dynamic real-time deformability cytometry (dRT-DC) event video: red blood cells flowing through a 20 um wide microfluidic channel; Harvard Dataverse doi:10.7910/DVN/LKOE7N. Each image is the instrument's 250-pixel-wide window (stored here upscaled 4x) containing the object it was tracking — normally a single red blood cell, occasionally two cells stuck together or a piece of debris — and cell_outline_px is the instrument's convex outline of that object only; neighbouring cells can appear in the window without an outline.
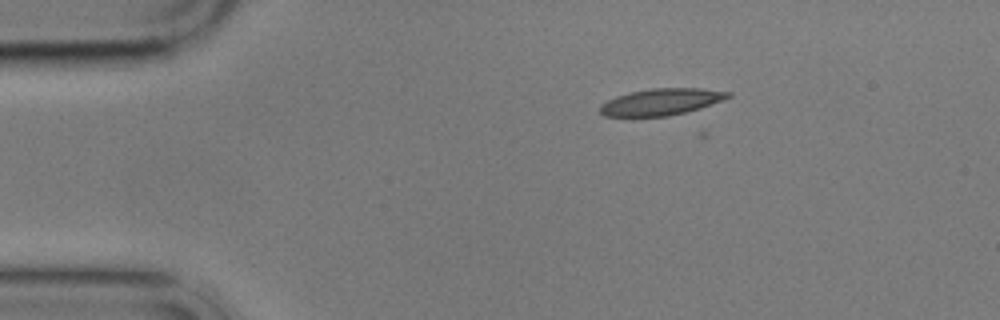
{"species": "common noctule bat (a hibernating species)", "species_latin": "Nyctalus noctula", "temperature_condition": "cold", "stored_images_in_passage": 5, "camera_frame_rate_fps": 3000, "um_per_image_px": 0.085, "animal": {"sex": "male", "body_mass_g": 17.9}, "frame": {"image": 1, "passage_image": 3, "time_ms": 2.333, "image_size_px": [1000, 320], "cell_outline_px": [[732, 96], [724, 100], [700, 108], [668, 116], [604, 116], [600, 112], [600, 104], [616, 96], [628, 92], [652, 88], [700, 88], [732, 92]], "centroid_in_image_um": [56.22, 8.64], "position_along_channel_um": 28.8, "area_um2": 19.88}}